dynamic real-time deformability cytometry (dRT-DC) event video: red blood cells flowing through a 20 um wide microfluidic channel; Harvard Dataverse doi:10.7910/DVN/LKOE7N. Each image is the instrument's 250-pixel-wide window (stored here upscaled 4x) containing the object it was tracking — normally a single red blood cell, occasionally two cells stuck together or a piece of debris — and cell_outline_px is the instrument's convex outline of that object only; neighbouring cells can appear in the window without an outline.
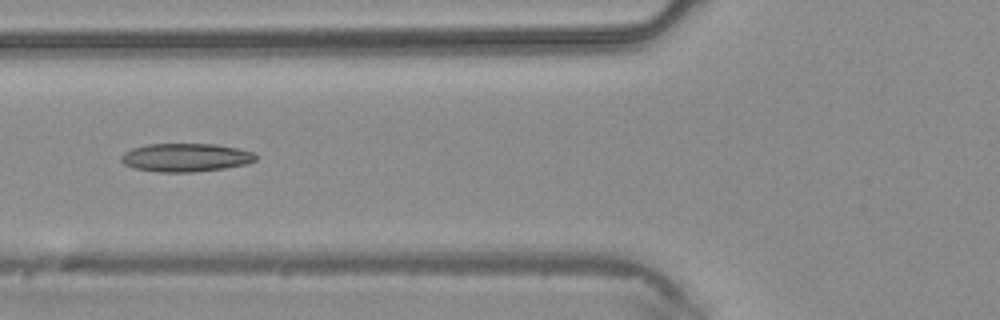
{"species": "common noctule bat (a hibernating species)", "species_latin": "Nyctalus noctula", "temperature_condition": "warm", "stored_images_in_passage": 36, "camera_frame_rate_fps": 3000, "um_per_image_px": 0.085, "animal": {"sex": "male", "body_mass_g": 20.4}, "frame": {"image": 1, "passage_image": 8, "time_ms": 2.333, "image_size_px": [1000, 320], "cell_outline_px": [[256, 160], [244, 164], [224, 168], [192, 172], [156, 172], [136, 168], [124, 164], [120, 160], [120, 156], [124, 152], [132, 148], [148, 144], [216, 144], [236, 148], [252, 152], [256, 156]], "centroid_in_image_um": [15.74, 13.38], "position_along_channel_um": 110.1, "area_um2": 22.08}}
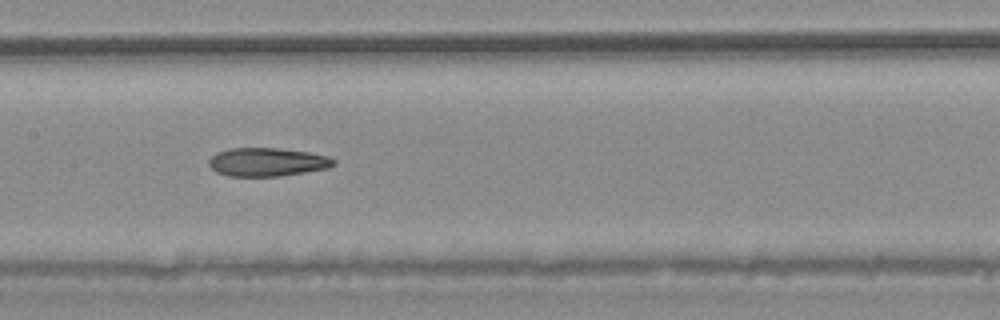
{"frame": {"image": 2, "passage_image": 13, "time_ms": 4.0, "image_size_px": [1000, 320], "cell_outline_px": [[336, 164], [328, 168], [280, 176], [228, 176], [216, 172], [208, 164], [208, 160], [216, 152], [228, 148], [276, 148], [308, 152], [328, 156], [336, 160]], "centroid_in_image_um": [22.7, 13.77], "position_along_channel_um": 184.7, "area_um2": 20.75}}
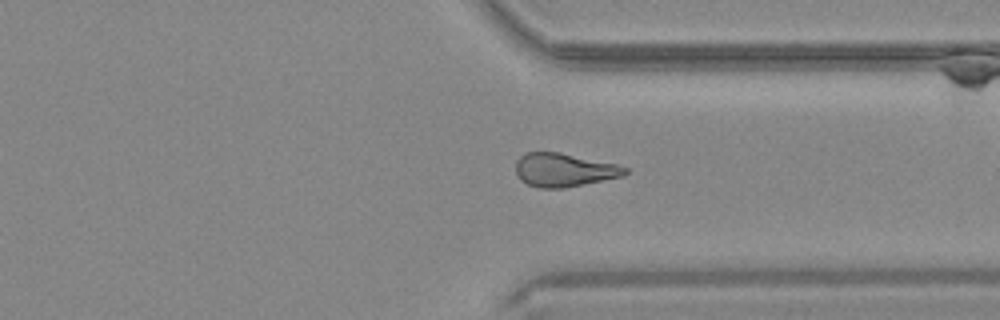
{"frame": {"image": 3, "passage_image": 25, "time_ms": 8.0, "image_size_px": [1000, 320], "cell_outline_px": [[628, 172], [624, 176], [564, 188], [540, 188], [528, 184], [520, 180], [516, 172], [516, 160], [524, 152], [560, 152], [616, 164], [628, 168]], "centroid_in_image_um": [47.93, 14.44], "position_along_channel_um": 363.5, "area_um2": 21.39}}